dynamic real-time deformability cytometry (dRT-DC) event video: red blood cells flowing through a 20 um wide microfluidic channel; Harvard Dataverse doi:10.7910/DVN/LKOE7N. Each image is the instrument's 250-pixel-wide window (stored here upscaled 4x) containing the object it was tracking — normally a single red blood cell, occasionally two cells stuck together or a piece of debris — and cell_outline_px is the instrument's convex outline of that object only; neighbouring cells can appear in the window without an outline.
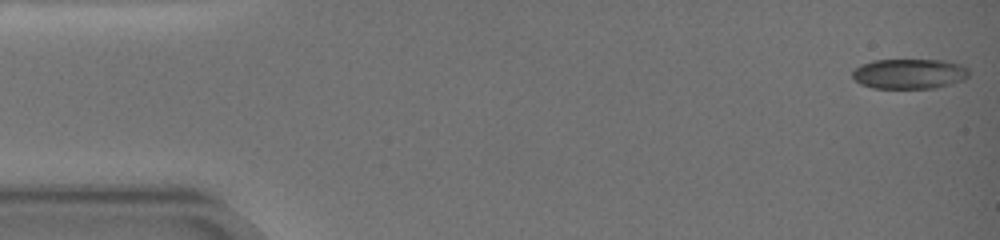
{"species": "common noctule bat (a hibernating species)", "species_latin": "Nyctalus noctula", "temperature_condition": "warm", "stored_images_in_passage": 17, "camera_frame_rate_fps": 3000, "um_per_image_px": 0.085, "animal": {"sex": "female", "body_mass_g": 19.0, "forearm_length_mm": 51.5}, "frame": {"image": 1, "passage_image": 1, "time_ms": 0.0, "image_size_px": [1000, 240], "cell_outline_px": [[968, 76], [964, 80], [952, 84], [936, 88], [872, 88], [860, 84], [852, 76], [852, 72], [860, 64], [872, 60], [944, 60], [960, 64], [968, 68]], "centroid_in_image_um": [77.3, 6.27], "position_along_channel_um": 7.7, "area_um2": 20.58}}